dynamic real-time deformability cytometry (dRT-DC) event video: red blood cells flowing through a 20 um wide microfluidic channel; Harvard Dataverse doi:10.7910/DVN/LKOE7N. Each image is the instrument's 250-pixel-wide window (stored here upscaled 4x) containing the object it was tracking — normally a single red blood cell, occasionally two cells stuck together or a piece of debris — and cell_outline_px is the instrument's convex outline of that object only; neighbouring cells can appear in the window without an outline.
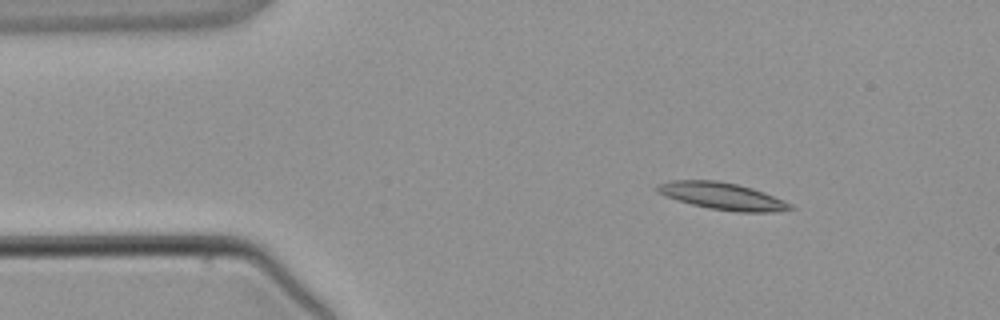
{"species": "common noctule bat (a hibernating species)", "species_latin": "Nyctalus noctula", "temperature_condition": "warm", "stored_images_in_passage": 2, "camera_frame_rate_fps": 3000, "um_per_image_px": 0.085, "animal": {"sex": "male", "body_mass_g": 21.5, "forearm_length_mm": 52.0}, "frame": {"image": 1, "passage_image": 1, "time_ms": 0.0, "image_size_px": [1000, 320], "cell_outline_px": [[796, 208], [772, 212], [736, 212], [708, 208], [676, 200], [664, 196], [656, 192], [652, 188], [656, 184], [668, 180], [716, 180], [736, 184], [752, 188], [764, 192], [784, 200], [792, 204]], "centroid_in_image_um": [61.33, 16.66], "position_along_channel_um": 23.7, "area_um2": 21.27}}